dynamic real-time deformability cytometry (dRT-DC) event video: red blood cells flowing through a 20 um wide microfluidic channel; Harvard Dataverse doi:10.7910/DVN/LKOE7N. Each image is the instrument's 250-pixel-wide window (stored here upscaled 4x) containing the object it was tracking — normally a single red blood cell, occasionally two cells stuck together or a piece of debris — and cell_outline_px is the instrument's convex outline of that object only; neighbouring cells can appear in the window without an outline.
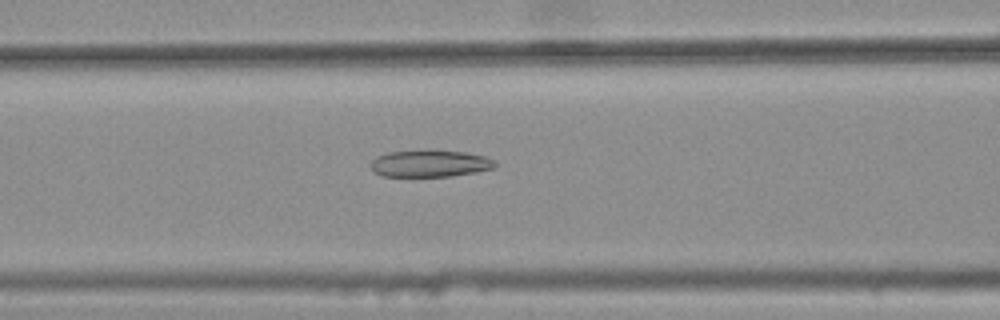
{"species": "common noctule bat (a hibernating species)", "species_latin": "Nyctalus noctula", "temperature_condition": "warm", "stored_images_in_passage": 41, "camera_frame_rate_fps": 3000, "um_per_image_px": 0.085, "animal": {"sex": "female", "body_mass_g": 25.1}, "frame": {"image": 1, "passage_image": 16, "time_ms": 5.0, "image_size_px": [1000, 320], "cell_outline_px": [[496, 168], [452, 176], [384, 176], [376, 172], [372, 168], [372, 160], [376, 156], [388, 152], [428, 148], [468, 152], [484, 156], [496, 160]], "centroid_in_image_um": [36.59, 13.86], "position_along_channel_um": 130.0, "area_um2": 20.0}}
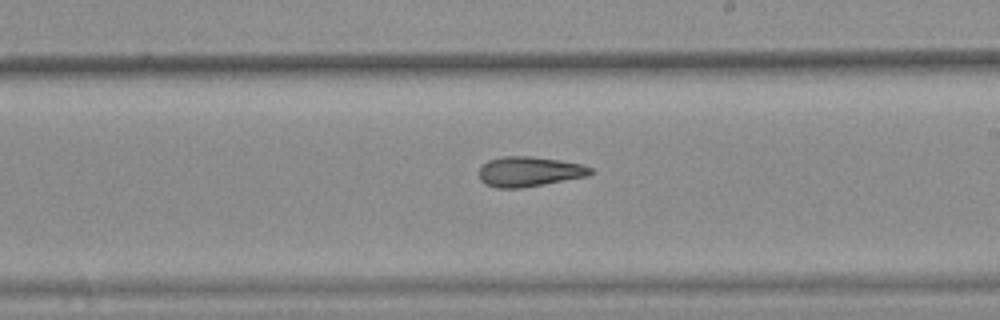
{"frame": {"image": 2, "passage_image": 25, "time_ms": 8.0, "image_size_px": [1000, 320], "cell_outline_px": [[592, 172], [588, 176], [520, 188], [496, 188], [484, 184], [480, 180], [480, 168], [488, 160], [504, 156], [532, 156], [584, 164], [592, 168]], "centroid_in_image_um": [44.98, 14.58], "position_along_channel_um": 244.0, "area_um2": 19.42}}
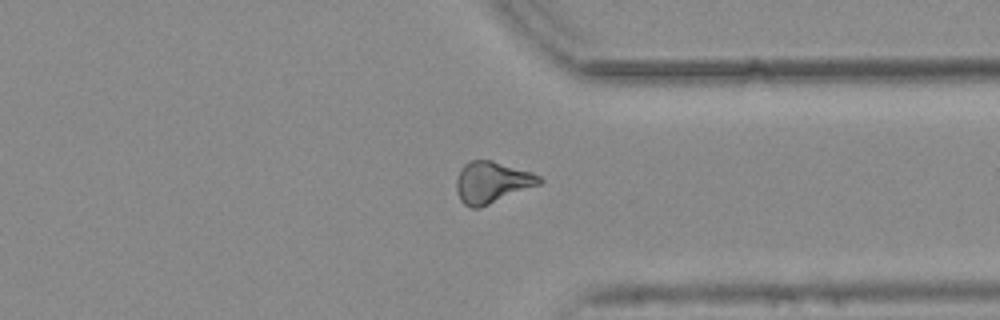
{"frame": {"image": 3, "passage_image": 35, "time_ms": 11.333, "image_size_px": [1000, 320], "cell_outline_px": [[544, 180], [540, 184], [480, 208], [472, 208], [464, 204], [460, 200], [456, 192], [456, 180], [460, 168], [468, 160], [492, 160], [532, 172], [540, 176]], "centroid_in_image_um": [41.79, 15.49], "position_along_channel_um": 369.6, "area_um2": 20.23}, "authors_computed_cell_mechanics": {"area_um2": 19.8254, "velocity_mm_per_s": 3.8078, "shape_relaxation_time_tau1_ms": null, "shape_relaxation_time_tau2_ms": 5.0157, "deformation_change_tau1": null, "deformation_change_tau2": 0.1326}}